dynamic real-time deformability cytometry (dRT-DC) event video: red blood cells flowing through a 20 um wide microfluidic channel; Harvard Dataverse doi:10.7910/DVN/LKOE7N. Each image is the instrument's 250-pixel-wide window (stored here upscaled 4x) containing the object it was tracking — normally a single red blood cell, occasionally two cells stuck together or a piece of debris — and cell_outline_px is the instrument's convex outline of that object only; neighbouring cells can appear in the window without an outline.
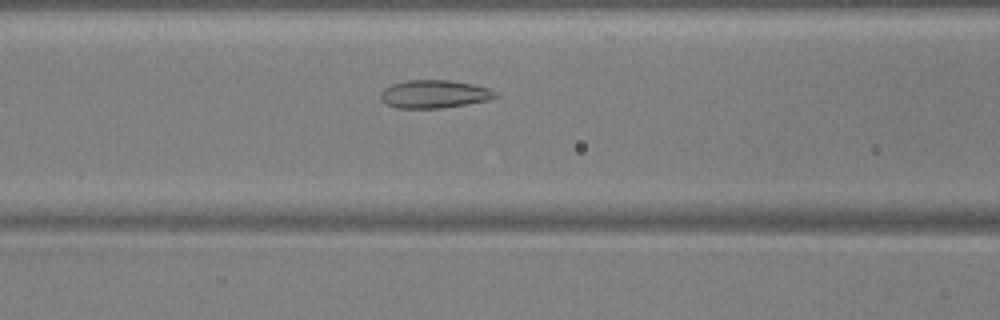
{"species": "common noctule bat (a hibernating species)", "species_latin": "Nyctalus noctula", "temperature_condition": "warm", "stored_images_in_passage": 43, "camera_frame_rate_fps": 3000, "um_per_image_px": 0.085, "animal": {"sex": "male", "body_mass_g": 17.9, "forearm_length_mm": 54.2}, "frame": {"image": 1, "passage_image": 12, "time_ms": 3.667, "image_size_px": [1000, 320], "cell_outline_px": [[500, 96], [492, 100], [468, 104], [440, 108], [396, 108], [380, 100], [380, 92], [384, 88], [392, 84], [408, 80], [448, 80], [472, 84], [488, 88], [496, 92]], "centroid_in_image_um": [36.94, 8.0], "position_along_channel_um": 129.7, "area_um2": 18.9}}
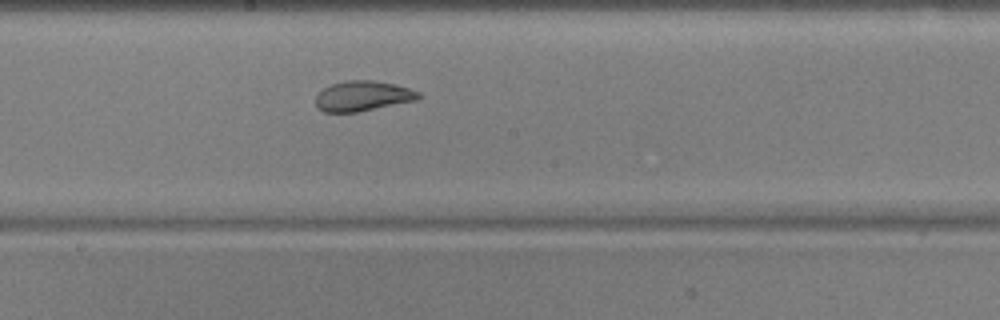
{"frame": {"image": 2, "passage_image": 19, "time_ms": 6.0, "image_size_px": [1000, 320], "cell_outline_px": [[420, 100], [356, 112], [324, 112], [316, 108], [316, 96], [324, 88], [332, 84], [348, 80], [372, 80], [392, 84], [408, 88], [420, 92]], "centroid_in_image_um": [30.84, 8.17], "position_along_channel_um": 217.4, "area_um2": 18.03}}
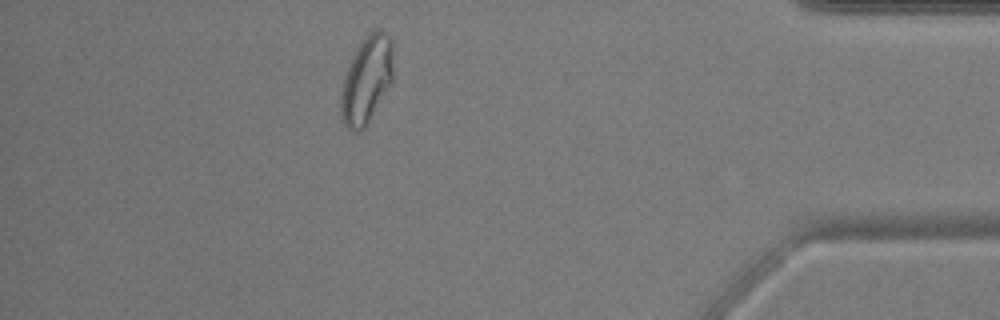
{"frame": {"image": 3, "passage_image": 37, "time_ms": 12.0, "image_size_px": [1000, 320], "cell_outline_px": [[392, 84], [364, 128], [360, 132], [352, 132], [344, 124], [340, 112], [340, 100], [344, 80], [348, 68], [360, 44], [368, 32], [384, 32], [392, 40]], "centroid_in_image_um": [31.17, 6.85], "position_along_channel_um": 404.0, "area_um2": 26.07}, "authors_computed_cell_mechanics": {"area_um2": 20.1722, "velocity_mm_per_s": 3.7629, "shape_relaxation_time_tau1_ms": 7.2487, "shape_relaxation_time_tau2_ms": 1.1203, "deformation_change_tau1": 0.1615, "deformation_change_tau2": 0.0598}}